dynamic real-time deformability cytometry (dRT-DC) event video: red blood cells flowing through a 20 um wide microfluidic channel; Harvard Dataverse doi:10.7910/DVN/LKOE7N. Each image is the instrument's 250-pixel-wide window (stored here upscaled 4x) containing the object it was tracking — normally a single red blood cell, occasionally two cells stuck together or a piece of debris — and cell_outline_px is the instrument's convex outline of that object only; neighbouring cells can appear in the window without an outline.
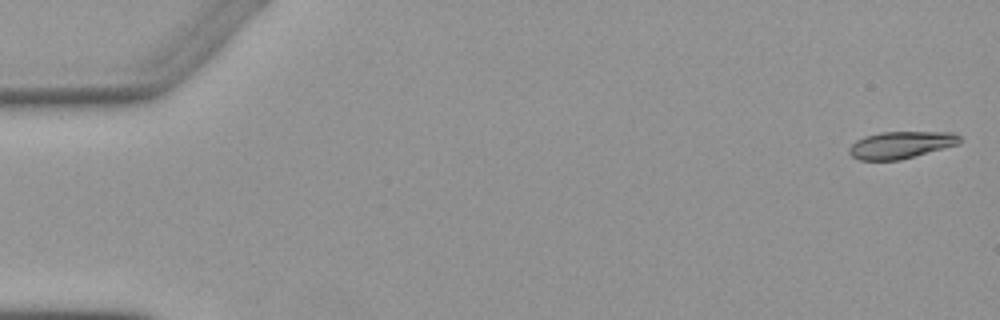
{"species": "Egyptian fruit bat (a non-hibernating species)", "species_latin": "Rousettus aegyptiacus", "temperature_condition": "warm", "stored_images_in_passage": 5, "camera_frame_rate_fps": 3000, "um_per_image_px": 0.085, "animal": {"sex": "female"}, "frame": {"image": 1, "passage_image": 1, "time_ms": 0.0, "image_size_px": [1000, 320], "cell_outline_px": [[960, 140], [956, 144], [900, 160], [860, 160], [852, 156], [848, 152], [848, 148], [856, 140], [864, 136], [880, 132], [952, 132], [960, 136]], "centroid_in_image_um": [76.51, 12.31], "position_along_channel_um": 8.5, "area_um2": 17.22}}
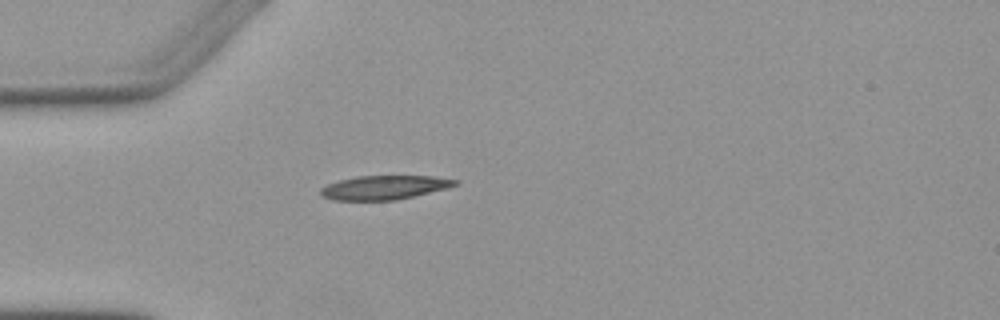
{"frame": {"image": 2, "passage_image": 5, "time_ms": 4.667, "image_size_px": [1000, 320], "cell_outline_px": [[460, 184], [448, 188], [396, 200], [332, 200], [324, 196], [320, 192], [320, 188], [328, 184], [340, 180], [356, 176], [432, 176], [460, 180]], "centroid_in_image_um": [32.71, 15.93], "position_along_channel_um": 52.3, "area_um2": 18.79}}